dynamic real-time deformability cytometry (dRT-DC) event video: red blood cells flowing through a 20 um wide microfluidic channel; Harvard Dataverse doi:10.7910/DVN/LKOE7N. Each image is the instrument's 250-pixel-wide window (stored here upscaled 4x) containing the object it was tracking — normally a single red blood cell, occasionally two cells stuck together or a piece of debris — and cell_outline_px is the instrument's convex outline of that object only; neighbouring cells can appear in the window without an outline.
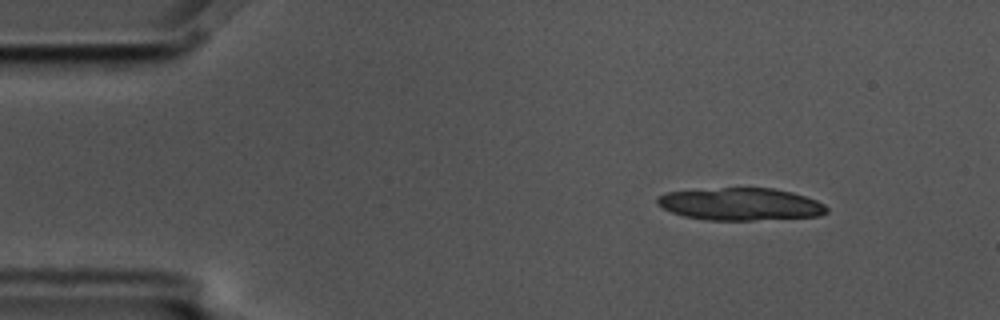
{"species": "common noctule bat (a hibernating species)", "species_latin": "Nyctalus noctula", "temperature_condition": "cold", "stored_images_in_passage": 7, "camera_frame_rate_fps": 3000, "um_per_image_px": 0.085, "animal": {"sex": "male", "body_mass_g": 17.5, "forearm_length_mm": 52.3}, "frame": {"image": 1, "passage_image": 1, "time_ms": 0.0, "image_size_px": [1000, 320], "cell_outline_px": [[828, 212], [820, 216], [752, 220], [708, 220], [684, 216], [672, 212], [656, 204], [656, 196], [668, 192], [724, 188], [772, 188], [792, 192], [816, 200], [824, 204], [828, 208]], "centroid_in_image_um": [62.95, 17.36], "position_along_channel_um": 22.0, "area_um2": 31.85}}